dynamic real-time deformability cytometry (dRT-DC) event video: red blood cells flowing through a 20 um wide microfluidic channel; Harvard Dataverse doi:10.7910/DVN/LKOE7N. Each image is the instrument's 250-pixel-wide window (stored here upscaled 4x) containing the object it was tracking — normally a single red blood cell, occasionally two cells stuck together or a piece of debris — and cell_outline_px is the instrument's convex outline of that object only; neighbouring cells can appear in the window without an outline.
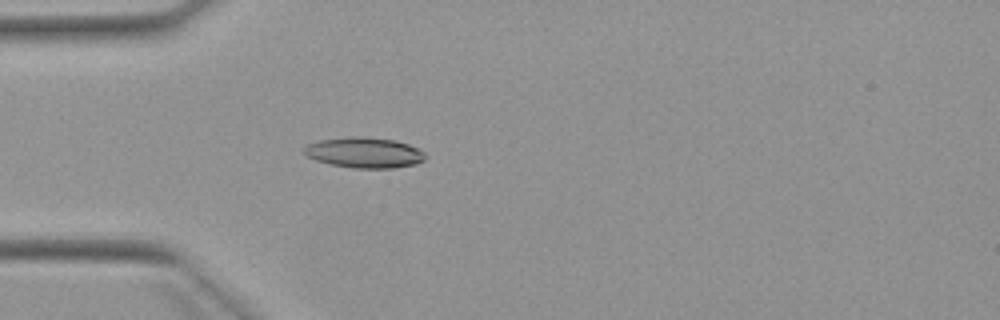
{"species": "Egyptian fruit bat (a non-hibernating species)", "species_latin": "Rousettus aegyptiacus", "temperature_condition": "warm", "stored_images_in_passage": 4, "camera_frame_rate_fps": 3000, "um_per_image_px": 0.085, "animal": {"sex": "female"}, "frame": {"image": 1, "passage_image": 4, "time_ms": 3.667, "image_size_px": [1000, 320], "cell_outline_px": [[428, 156], [424, 160], [416, 164], [392, 168], [352, 168], [328, 164], [316, 160], [308, 156], [304, 152], [304, 148], [308, 144], [320, 140], [348, 136], [364, 136], [396, 140], [420, 148]], "centroid_in_image_um": [31.01, 12.96], "position_along_channel_um": 54.0, "area_um2": 21.85}}